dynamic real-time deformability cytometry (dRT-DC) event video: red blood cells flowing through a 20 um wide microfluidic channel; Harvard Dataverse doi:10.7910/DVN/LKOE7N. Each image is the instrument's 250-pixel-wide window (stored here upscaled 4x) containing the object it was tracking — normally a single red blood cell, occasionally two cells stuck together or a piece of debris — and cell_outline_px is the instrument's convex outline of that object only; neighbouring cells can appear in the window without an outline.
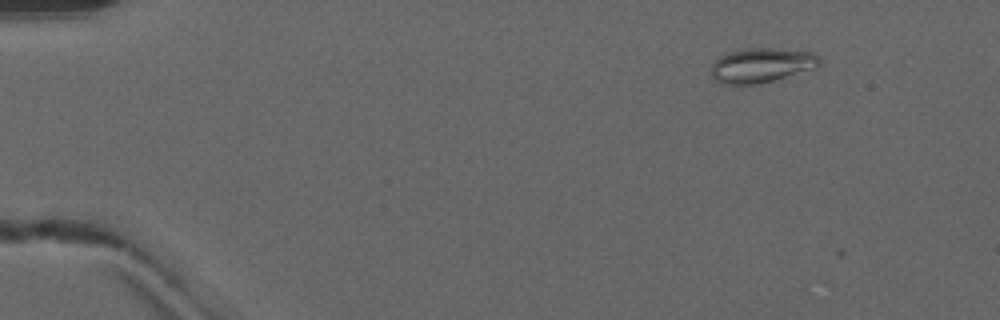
{"species": "common noctule bat (a hibernating species)", "species_latin": "Nyctalus noctula", "temperature_condition": "warm", "stored_images_in_passage": 2, "camera_frame_rate_fps": 3000, "um_per_image_px": 0.085, "animal": {"sex": "male", "forearm_length_mm": 52.5}, "frame": {"image": 1, "passage_image": 1, "time_ms": 0.0, "image_size_px": [1000, 320], "cell_outline_px": [[820, 64], [816, 68], [776, 80], [760, 84], [724, 84], [716, 80], [712, 76], [708, 68], [724, 52], [744, 48], [772, 48], [812, 52], [820, 60]], "centroid_in_image_um": [64.68, 5.55], "position_along_channel_um": 20.3, "area_um2": 22.14}}